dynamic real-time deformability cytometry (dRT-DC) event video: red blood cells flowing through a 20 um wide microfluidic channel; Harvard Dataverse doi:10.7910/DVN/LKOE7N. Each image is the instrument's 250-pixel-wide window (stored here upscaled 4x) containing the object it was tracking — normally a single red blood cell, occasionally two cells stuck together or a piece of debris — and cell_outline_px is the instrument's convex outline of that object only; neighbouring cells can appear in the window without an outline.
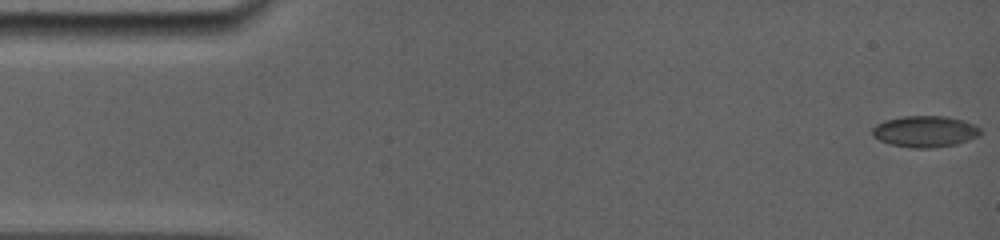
{"species": "common noctule bat (a hibernating species)", "species_latin": "Nyctalus noctula", "temperature_condition": "room temperature", "stored_images_in_passage": 9, "camera_frame_rate_fps": 5000, "um_per_image_px": 0.085, "animal": {"sex": "female", "body_mass_g": 19.0, "forearm_length_mm": 56.7}, "frame": {"image": 1, "passage_image": 1, "time_ms": 0.0, "image_size_px": [1000, 240], "cell_outline_px": [[980, 136], [956, 144], [932, 148], [912, 148], [892, 144], [880, 140], [872, 136], [872, 128], [876, 124], [884, 120], [904, 116], [948, 116], [964, 120], [980, 128]], "centroid_in_image_um": [78.62, 11.17], "position_along_channel_um": 6.4, "area_um2": 19.77}}
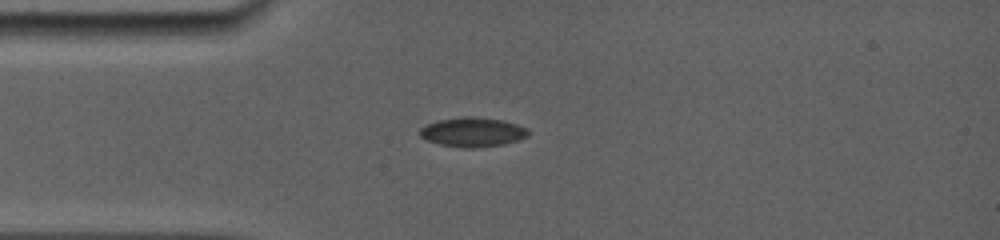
{"frame": {"image": 2, "passage_image": 7, "time_ms": 4.0, "image_size_px": [1000, 240], "cell_outline_px": [[528, 136], [504, 144], [476, 148], [464, 148], [440, 144], [428, 140], [420, 136], [420, 128], [436, 120], [460, 116], [464, 116], [504, 120], [528, 128]], "centroid_in_image_um": [40.17, 11.22], "position_along_channel_um": 44.8, "area_um2": 18.5}}
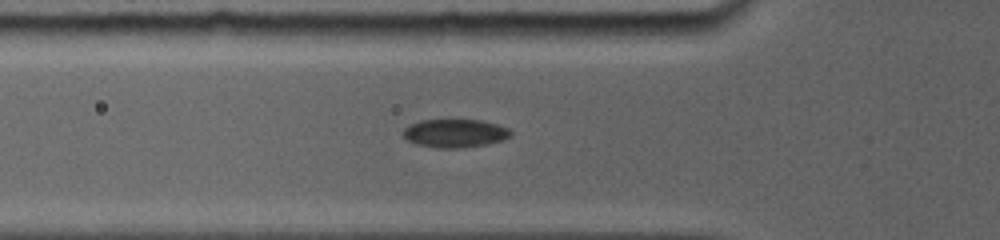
{"frame": {"image": 3, "passage_image": 9, "time_ms": 5.4, "image_size_px": [1000, 240], "cell_outline_px": [[512, 136], [504, 140], [488, 144], [464, 148], [436, 148], [416, 144], [408, 140], [404, 136], [404, 128], [408, 124], [420, 120], [480, 120], [496, 124], [508, 128], [512, 132]], "centroid_in_image_um": [38.69, 11.33], "position_along_channel_um": 87.1, "area_um2": 17.92}}